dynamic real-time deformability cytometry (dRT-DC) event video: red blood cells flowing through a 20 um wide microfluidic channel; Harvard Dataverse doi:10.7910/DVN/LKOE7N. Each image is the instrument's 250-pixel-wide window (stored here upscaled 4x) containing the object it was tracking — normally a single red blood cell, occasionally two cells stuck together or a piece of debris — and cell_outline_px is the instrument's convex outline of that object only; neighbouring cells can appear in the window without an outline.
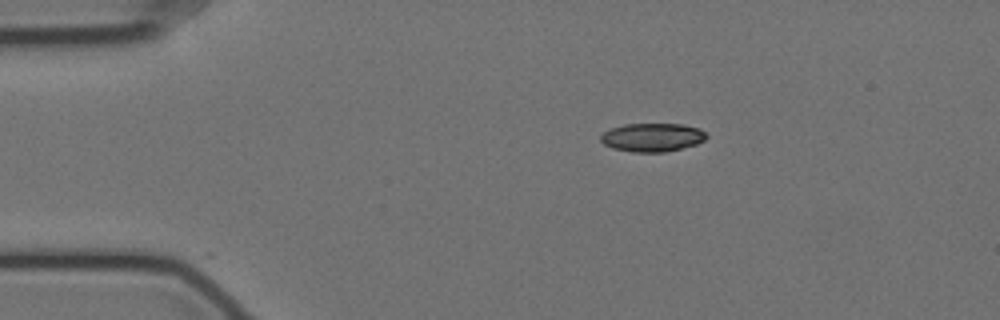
{"species": "Egyptian fruit bat (a non-hibernating species)", "species_latin": "Rousettus aegyptiacus", "temperature_condition": "cold", "stored_images_in_passage": 48, "camera_frame_rate_fps": 3000, "um_per_image_px": 0.085, "animal": {"sex": "female"}, "frame": {"image": 1, "passage_image": 1, "time_ms": 0.0, "image_size_px": [1000, 320], "cell_outline_px": [[708, 136], [704, 140], [696, 144], [664, 152], [632, 152], [612, 148], [604, 144], [600, 140], [600, 136], [604, 132], [612, 128], [624, 124], [684, 124], [700, 128]], "centroid_in_image_um": [55.44, 11.67], "position_along_channel_um": 29.6, "area_um2": 17.51}}
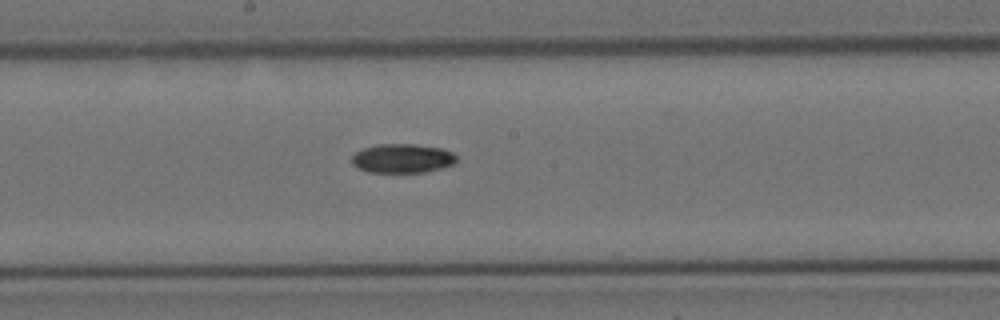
{"frame": {"image": 2, "passage_image": 21, "time_ms": 6.667, "image_size_px": [1000, 320], "cell_outline_px": [[456, 160], [452, 164], [440, 168], [424, 172], [368, 172], [356, 168], [352, 164], [352, 156], [356, 152], [364, 148], [376, 144], [416, 144], [440, 148], [452, 152], [456, 156]], "centroid_in_image_um": [34.16, 13.46], "position_along_channel_um": 214.0, "area_um2": 17.69}}
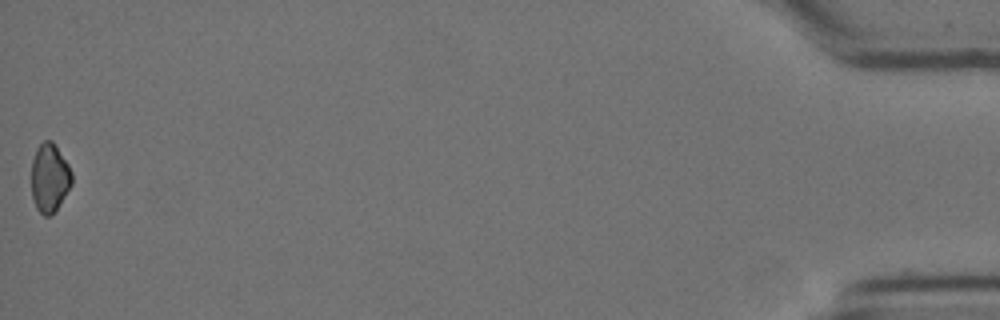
{"frame": {"image": 3, "passage_image": 48, "time_ms": 15.667, "image_size_px": [1000, 320], "cell_outline_px": [[72, 184], [52, 216], [44, 216], [36, 208], [32, 196], [32, 160], [36, 148], [44, 140], [52, 140], [68, 164], [72, 172]], "centroid_in_image_um": [4.21, 15.12], "position_along_channel_um": 431.0, "area_um2": 16.18}}